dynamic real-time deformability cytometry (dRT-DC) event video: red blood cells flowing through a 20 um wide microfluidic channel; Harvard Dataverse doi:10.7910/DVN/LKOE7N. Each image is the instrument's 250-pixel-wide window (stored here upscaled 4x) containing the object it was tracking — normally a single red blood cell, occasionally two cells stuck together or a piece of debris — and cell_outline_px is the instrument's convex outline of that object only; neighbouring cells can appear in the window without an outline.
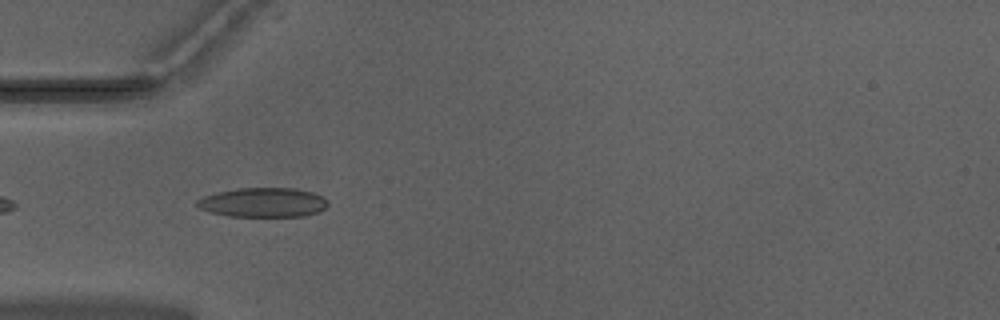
{"species": "Egyptian fruit bat (a non-hibernating species)", "species_latin": "Rousettus aegyptiacus", "temperature_condition": "warm", "stored_images_in_passage": 38, "camera_frame_rate_fps": 3000, "um_per_image_px": 0.085, "animal": {"sex": "male"}, "frame": {"image": 1, "passage_image": 3, "time_ms": 0.667, "image_size_px": [1000, 320], "cell_outline_px": [[328, 204], [320, 212], [304, 216], [228, 216], [208, 212], [200, 208], [196, 204], [196, 200], [204, 196], [216, 192], [236, 188], [292, 188], [312, 192], [328, 200]], "centroid_in_image_um": [22.34, 17.21], "position_along_channel_um": 62.7, "area_um2": 22.48}}
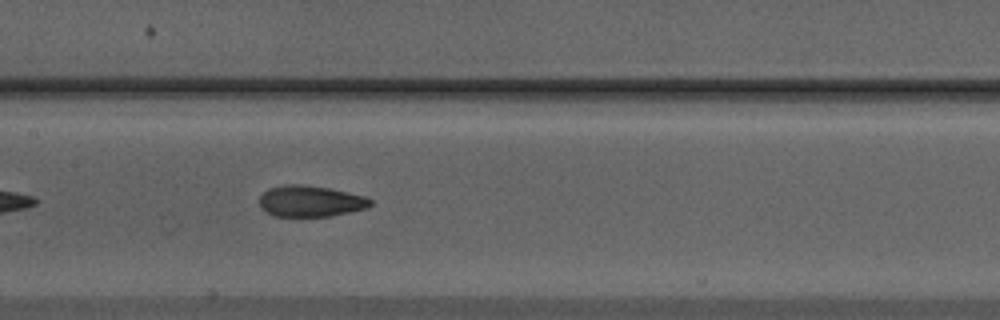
{"frame": {"image": 2, "passage_image": 12, "time_ms": 3.667, "image_size_px": [1000, 320], "cell_outline_px": [[372, 204], [368, 208], [328, 216], [272, 216], [260, 208], [260, 196], [268, 188], [284, 184], [300, 184], [328, 188], [364, 196], [372, 200]], "centroid_in_image_um": [26.35, 17.1], "position_along_channel_um": 181.0, "area_um2": 20.11}}
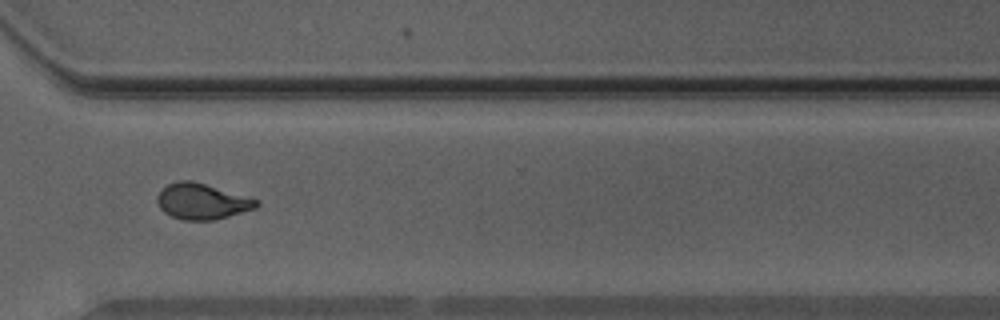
{"frame": {"image": 3, "passage_image": 25, "time_ms": 8.0, "image_size_px": [1000, 320], "cell_outline_px": [[260, 204], [256, 208], [228, 216], [212, 220], [184, 220], [172, 216], [164, 212], [160, 208], [156, 200], [156, 196], [168, 184], [180, 180], [192, 180], [256, 200]], "centroid_in_image_um": [17.12, 17.12], "position_along_channel_um": 353.5, "area_um2": 20.23}, "authors_computed_cell_mechanics": {"area_um2": 20.2589, "velocity_mm_per_s": 3.989, "shape_relaxation_time_tau1_ms": null, "shape_relaxation_time_tau2_ms": 1.5449, "deformation_change_tau1": null, "deformation_change_tau2": 0.0843}}